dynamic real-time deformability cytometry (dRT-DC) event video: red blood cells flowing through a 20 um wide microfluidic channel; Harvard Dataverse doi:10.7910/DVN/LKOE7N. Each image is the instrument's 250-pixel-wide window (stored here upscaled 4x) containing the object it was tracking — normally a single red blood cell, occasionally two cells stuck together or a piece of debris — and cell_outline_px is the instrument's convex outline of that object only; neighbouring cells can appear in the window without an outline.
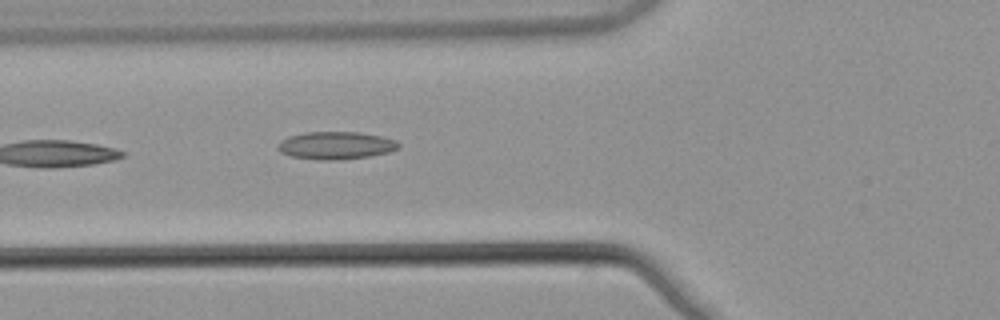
{"species": "common noctule bat (a hibernating species)", "species_latin": "Nyctalus noctula", "temperature_condition": "warm", "stored_images_in_passage": 5, "camera_frame_rate_fps": 3000, "um_per_image_px": 0.085, "animal": {"sex": "male", "body_mass_g": 21.5, "forearm_length_mm": 52.0}, "frame": {"image": 1, "passage_image": 5, "time_ms": 1.333, "image_size_px": [1000, 320], "cell_outline_px": [[400, 148], [388, 152], [368, 156], [340, 160], [320, 160], [292, 156], [280, 152], [280, 140], [288, 136], [304, 132], [360, 132], [380, 136], [396, 140], [400, 144]], "centroid_in_image_um": [28.57, 12.35], "position_along_channel_um": 97.2, "area_um2": 19.36}}